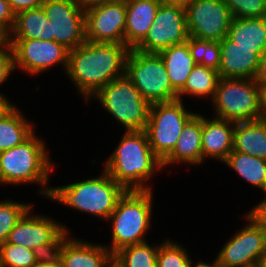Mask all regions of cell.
<instances>
[{"label": "cell", "mask_w": 266, "mask_h": 267, "mask_svg": "<svg viewBox=\"0 0 266 267\" xmlns=\"http://www.w3.org/2000/svg\"><path fill=\"white\" fill-rule=\"evenodd\" d=\"M129 51L124 43L86 41L69 50L66 77L89 103L110 81L125 76Z\"/></svg>", "instance_id": "6da1fadb"}, {"label": "cell", "mask_w": 266, "mask_h": 267, "mask_svg": "<svg viewBox=\"0 0 266 267\" xmlns=\"http://www.w3.org/2000/svg\"><path fill=\"white\" fill-rule=\"evenodd\" d=\"M122 136L102 169L127 191L153 190L152 185L146 183L163 168L150 147L145 130L124 131Z\"/></svg>", "instance_id": "7a4b0ae2"}, {"label": "cell", "mask_w": 266, "mask_h": 267, "mask_svg": "<svg viewBox=\"0 0 266 267\" xmlns=\"http://www.w3.org/2000/svg\"><path fill=\"white\" fill-rule=\"evenodd\" d=\"M43 140L34 132L22 144L0 152V185L35 183L40 186L39 194L48 199L52 187L48 181L54 163Z\"/></svg>", "instance_id": "3957f363"}, {"label": "cell", "mask_w": 266, "mask_h": 267, "mask_svg": "<svg viewBox=\"0 0 266 267\" xmlns=\"http://www.w3.org/2000/svg\"><path fill=\"white\" fill-rule=\"evenodd\" d=\"M126 191L103 169L98 177L51 187L48 199L107 221Z\"/></svg>", "instance_id": "277c9868"}, {"label": "cell", "mask_w": 266, "mask_h": 267, "mask_svg": "<svg viewBox=\"0 0 266 267\" xmlns=\"http://www.w3.org/2000/svg\"><path fill=\"white\" fill-rule=\"evenodd\" d=\"M152 190H129L119 199L107 221L112 224L111 245H105L112 254L121 248L147 242L151 227ZM111 246V247H110Z\"/></svg>", "instance_id": "5b68a950"}, {"label": "cell", "mask_w": 266, "mask_h": 267, "mask_svg": "<svg viewBox=\"0 0 266 267\" xmlns=\"http://www.w3.org/2000/svg\"><path fill=\"white\" fill-rule=\"evenodd\" d=\"M92 97L125 131L145 130L151 104L126 75L110 81Z\"/></svg>", "instance_id": "8992f818"}, {"label": "cell", "mask_w": 266, "mask_h": 267, "mask_svg": "<svg viewBox=\"0 0 266 267\" xmlns=\"http://www.w3.org/2000/svg\"><path fill=\"white\" fill-rule=\"evenodd\" d=\"M125 75L150 104L177 99L178 92L172 87L164 62L157 53L130 49L126 58Z\"/></svg>", "instance_id": "52a82bcc"}, {"label": "cell", "mask_w": 266, "mask_h": 267, "mask_svg": "<svg viewBox=\"0 0 266 267\" xmlns=\"http://www.w3.org/2000/svg\"><path fill=\"white\" fill-rule=\"evenodd\" d=\"M211 102L216 118L232 122L261 119L259 86L254 79L219 78Z\"/></svg>", "instance_id": "ba28073f"}, {"label": "cell", "mask_w": 266, "mask_h": 267, "mask_svg": "<svg viewBox=\"0 0 266 267\" xmlns=\"http://www.w3.org/2000/svg\"><path fill=\"white\" fill-rule=\"evenodd\" d=\"M195 114L185 108L183 100L151 104L145 132L154 155L161 162L170 155L183 127Z\"/></svg>", "instance_id": "9c48e42d"}, {"label": "cell", "mask_w": 266, "mask_h": 267, "mask_svg": "<svg viewBox=\"0 0 266 267\" xmlns=\"http://www.w3.org/2000/svg\"><path fill=\"white\" fill-rule=\"evenodd\" d=\"M247 224L227 240L215 258L222 267L260 265L266 257V227L250 210L243 215Z\"/></svg>", "instance_id": "30bf717a"}, {"label": "cell", "mask_w": 266, "mask_h": 267, "mask_svg": "<svg viewBox=\"0 0 266 267\" xmlns=\"http://www.w3.org/2000/svg\"><path fill=\"white\" fill-rule=\"evenodd\" d=\"M13 50L15 69L29 75H40L55 65L66 72L69 49L55 41L39 39H8Z\"/></svg>", "instance_id": "8fae6325"}, {"label": "cell", "mask_w": 266, "mask_h": 267, "mask_svg": "<svg viewBox=\"0 0 266 267\" xmlns=\"http://www.w3.org/2000/svg\"><path fill=\"white\" fill-rule=\"evenodd\" d=\"M190 37L220 42L233 19L225 0H192L186 7Z\"/></svg>", "instance_id": "7c38bea8"}, {"label": "cell", "mask_w": 266, "mask_h": 267, "mask_svg": "<svg viewBox=\"0 0 266 267\" xmlns=\"http://www.w3.org/2000/svg\"><path fill=\"white\" fill-rule=\"evenodd\" d=\"M42 9L55 42L69 50L86 42L85 8L79 0H45Z\"/></svg>", "instance_id": "4fadbf2b"}, {"label": "cell", "mask_w": 266, "mask_h": 267, "mask_svg": "<svg viewBox=\"0 0 266 267\" xmlns=\"http://www.w3.org/2000/svg\"><path fill=\"white\" fill-rule=\"evenodd\" d=\"M189 38L185 8L161 3L145 39L135 48L144 53H159Z\"/></svg>", "instance_id": "5bb4252c"}, {"label": "cell", "mask_w": 266, "mask_h": 267, "mask_svg": "<svg viewBox=\"0 0 266 267\" xmlns=\"http://www.w3.org/2000/svg\"><path fill=\"white\" fill-rule=\"evenodd\" d=\"M85 26L86 41L124 43L126 0L86 8Z\"/></svg>", "instance_id": "9a60e30c"}, {"label": "cell", "mask_w": 266, "mask_h": 267, "mask_svg": "<svg viewBox=\"0 0 266 267\" xmlns=\"http://www.w3.org/2000/svg\"><path fill=\"white\" fill-rule=\"evenodd\" d=\"M31 208L24 213L10 231L7 243L33 250L39 245L52 242L64 229L69 230L66 225L50 216L33 214L32 210L34 209Z\"/></svg>", "instance_id": "2e32d148"}, {"label": "cell", "mask_w": 266, "mask_h": 267, "mask_svg": "<svg viewBox=\"0 0 266 267\" xmlns=\"http://www.w3.org/2000/svg\"><path fill=\"white\" fill-rule=\"evenodd\" d=\"M219 78L254 79L261 55L256 49L244 48L225 36L220 42Z\"/></svg>", "instance_id": "e0dca14e"}, {"label": "cell", "mask_w": 266, "mask_h": 267, "mask_svg": "<svg viewBox=\"0 0 266 267\" xmlns=\"http://www.w3.org/2000/svg\"><path fill=\"white\" fill-rule=\"evenodd\" d=\"M235 122L202 115V163L205 159L224 162L233 150Z\"/></svg>", "instance_id": "ac0fdd59"}, {"label": "cell", "mask_w": 266, "mask_h": 267, "mask_svg": "<svg viewBox=\"0 0 266 267\" xmlns=\"http://www.w3.org/2000/svg\"><path fill=\"white\" fill-rule=\"evenodd\" d=\"M179 163L202 164V115L198 112L183 127L176 146L162 162V168Z\"/></svg>", "instance_id": "d6986e66"}, {"label": "cell", "mask_w": 266, "mask_h": 267, "mask_svg": "<svg viewBox=\"0 0 266 267\" xmlns=\"http://www.w3.org/2000/svg\"><path fill=\"white\" fill-rule=\"evenodd\" d=\"M161 3L160 0H126L124 44L130 49L145 39Z\"/></svg>", "instance_id": "ffe728a7"}, {"label": "cell", "mask_w": 266, "mask_h": 267, "mask_svg": "<svg viewBox=\"0 0 266 267\" xmlns=\"http://www.w3.org/2000/svg\"><path fill=\"white\" fill-rule=\"evenodd\" d=\"M77 237H69L61 251L62 267H103L112 255L105 244L88 242Z\"/></svg>", "instance_id": "44dd1931"}, {"label": "cell", "mask_w": 266, "mask_h": 267, "mask_svg": "<svg viewBox=\"0 0 266 267\" xmlns=\"http://www.w3.org/2000/svg\"><path fill=\"white\" fill-rule=\"evenodd\" d=\"M233 150L266 160V120L235 122Z\"/></svg>", "instance_id": "7402d4cb"}, {"label": "cell", "mask_w": 266, "mask_h": 267, "mask_svg": "<svg viewBox=\"0 0 266 267\" xmlns=\"http://www.w3.org/2000/svg\"><path fill=\"white\" fill-rule=\"evenodd\" d=\"M8 39H39L54 41L51 22L47 20L42 7L28 9L15 15Z\"/></svg>", "instance_id": "603a6c76"}, {"label": "cell", "mask_w": 266, "mask_h": 267, "mask_svg": "<svg viewBox=\"0 0 266 267\" xmlns=\"http://www.w3.org/2000/svg\"><path fill=\"white\" fill-rule=\"evenodd\" d=\"M227 37L238 46L256 49L262 55L266 49V17L233 18Z\"/></svg>", "instance_id": "cb8c5ba5"}, {"label": "cell", "mask_w": 266, "mask_h": 267, "mask_svg": "<svg viewBox=\"0 0 266 267\" xmlns=\"http://www.w3.org/2000/svg\"><path fill=\"white\" fill-rule=\"evenodd\" d=\"M158 54L164 62L172 87L179 92L196 65L191 56L188 42L172 45Z\"/></svg>", "instance_id": "d4e9b609"}, {"label": "cell", "mask_w": 266, "mask_h": 267, "mask_svg": "<svg viewBox=\"0 0 266 267\" xmlns=\"http://www.w3.org/2000/svg\"><path fill=\"white\" fill-rule=\"evenodd\" d=\"M14 105L0 117V152L22 144L34 132L35 124Z\"/></svg>", "instance_id": "484cf974"}, {"label": "cell", "mask_w": 266, "mask_h": 267, "mask_svg": "<svg viewBox=\"0 0 266 267\" xmlns=\"http://www.w3.org/2000/svg\"><path fill=\"white\" fill-rule=\"evenodd\" d=\"M223 163L233 169L245 182L266 193L265 159L232 150Z\"/></svg>", "instance_id": "4316f807"}, {"label": "cell", "mask_w": 266, "mask_h": 267, "mask_svg": "<svg viewBox=\"0 0 266 267\" xmlns=\"http://www.w3.org/2000/svg\"><path fill=\"white\" fill-rule=\"evenodd\" d=\"M218 81L219 74L217 70L196 64L190 72L184 87L177 93V99L184 100L182 99L184 95L201 99L204 97L209 99L210 96V101H212Z\"/></svg>", "instance_id": "83f0119b"}, {"label": "cell", "mask_w": 266, "mask_h": 267, "mask_svg": "<svg viewBox=\"0 0 266 267\" xmlns=\"http://www.w3.org/2000/svg\"><path fill=\"white\" fill-rule=\"evenodd\" d=\"M159 244L148 242L121 248L115 253L125 267H157Z\"/></svg>", "instance_id": "f1b7e54d"}, {"label": "cell", "mask_w": 266, "mask_h": 267, "mask_svg": "<svg viewBox=\"0 0 266 267\" xmlns=\"http://www.w3.org/2000/svg\"><path fill=\"white\" fill-rule=\"evenodd\" d=\"M188 47L196 64L213 68L218 71L221 62L220 43L217 41L188 38Z\"/></svg>", "instance_id": "f546056e"}, {"label": "cell", "mask_w": 266, "mask_h": 267, "mask_svg": "<svg viewBox=\"0 0 266 267\" xmlns=\"http://www.w3.org/2000/svg\"><path fill=\"white\" fill-rule=\"evenodd\" d=\"M181 243L165 239L159 245L157 267H191L194 262Z\"/></svg>", "instance_id": "4dcf8cb0"}, {"label": "cell", "mask_w": 266, "mask_h": 267, "mask_svg": "<svg viewBox=\"0 0 266 267\" xmlns=\"http://www.w3.org/2000/svg\"><path fill=\"white\" fill-rule=\"evenodd\" d=\"M32 206L33 204L28 202L26 204L9 199L0 201V243L7 241L10 231Z\"/></svg>", "instance_id": "1f68e13d"}, {"label": "cell", "mask_w": 266, "mask_h": 267, "mask_svg": "<svg viewBox=\"0 0 266 267\" xmlns=\"http://www.w3.org/2000/svg\"><path fill=\"white\" fill-rule=\"evenodd\" d=\"M36 260L32 249L0 243V267H35Z\"/></svg>", "instance_id": "d6a6232c"}, {"label": "cell", "mask_w": 266, "mask_h": 267, "mask_svg": "<svg viewBox=\"0 0 266 267\" xmlns=\"http://www.w3.org/2000/svg\"><path fill=\"white\" fill-rule=\"evenodd\" d=\"M70 231L64 229L52 242L33 249L36 263L61 264V251L64 242L70 237Z\"/></svg>", "instance_id": "836d02e7"}, {"label": "cell", "mask_w": 266, "mask_h": 267, "mask_svg": "<svg viewBox=\"0 0 266 267\" xmlns=\"http://www.w3.org/2000/svg\"><path fill=\"white\" fill-rule=\"evenodd\" d=\"M233 18L266 17V0H225Z\"/></svg>", "instance_id": "e575fe53"}, {"label": "cell", "mask_w": 266, "mask_h": 267, "mask_svg": "<svg viewBox=\"0 0 266 267\" xmlns=\"http://www.w3.org/2000/svg\"><path fill=\"white\" fill-rule=\"evenodd\" d=\"M15 71L14 55L10 45L0 51V87L6 82L12 72Z\"/></svg>", "instance_id": "d590c367"}, {"label": "cell", "mask_w": 266, "mask_h": 267, "mask_svg": "<svg viewBox=\"0 0 266 267\" xmlns=\"http://www.w3.org/2000/svg\"><path fill=\"white\" fill-rule=\"evenodd\" d=\"M14 21L15 14L11 10L8 0H0V28L9 34L13 28Z\"/></svg>", "instance_id": "8d00e7d4"}, {"label": "cell", "mask_w": 266, "mask_h": 267, "mask_svg": "<svg viewBox=\"0 0 266 267\" xmlns=\"http://www.w3.org/2000/svg\"><path fill=\"white\" fill-rule=\"evenodd\" d=\"M11 10L16 15L28 9L42 7L45 0H8Z\"/></svg>", "instance_id": "74e56055"}, {"label": "cell", "mask_w": 266, "mask_h": 267, "mask_svg": "<svg viewBox=\"0 0 266 267\" xmlns=\"http://www.w3.org/2000/svg\"><path fill=\"white\" fill-rule=\"evenodd\" d=\"M254 81L258 86H266V49L261 55L257 73Z\"/></svg>", "instance_id": "f35d334b"}, {"label": "cell", "mask_w": 266, "mask_h": 267, "mask_svg": "<svg viewBox=\"0 0 266 267\" xmlns=\"http://www.w3.org/2000/svg\"><path fill=\"white\" fill-rule=\"evenodd\" d=\"M251 211L266 227V197L257 203V205L251 209Z\"/></svg>", "instance_id": "ab89813d"}, {"label": "cell", "mask_w": 266, "mask_h": 267, "mask_svg": "<svg viewBox=\"0 0 266 267\" xmlns=\"http://www.w3.org/2000/svg\"><path fill=\"white\" fill-rule=\"evenodd\" d=\"M261 119L266 120V86H259Z\"/></svg>", "instance_id": "60d3db41"}, {"label": "cell", "mask_w": 266, "mask_h": 267, "mask_svg": "<svg viewBox=\"0 0 266 267\" xmlns=\"http://www.w3.org/2000/svg\"><path fill=\"white\" fill-rule=\"evenodd\" d=\"M14 104L4 96L3 93H0V117L3 116L7 111H9Z\"/></svg>", "instance_id": "b9f144b4"}, {"label": "cell", "mask_w": 266, "mask_h": 267, "mask_svg": "<svg viewBox=\"0 0 266 267\" xmlns=\"http://www.w3.org/2000/svg\"><path fill=\"white\" fill-rule=\"evenodd\" d=\"M103 267H125L123 263L117 258L115 254H112L108 260L104 263Z\"/></svg>", "instance_id": "7bdbcfd3"}, {"label": "cell", "mask_w": 266, "mask_h": 267, "mask_svg": "<svg viewBox=\"0 0 266 267\" xmlns=\"http://www.w3.org/2000/svg\"><path fill=\"white\" fill-rule=\"evenodd\" d=\"M79 1H80V4L86 9L88 7H91L97 4L114 2L118 0H79Z\"/></svg>", "instance_id": "ee69618b"}, {"label": "cell", "mask_w": 266, "mask_h": 267, "mask_svg": "<svg viewBox=\"0 0 266 267\" xmlns=\"http://www.w3.org/2000/svg\"><path fill=\"white\" fill-rule=\"evenodd\" d=\"M163 4L186 7L192 0H160Z\"/></svg>", "instance_id": "f6af8a7d"}, {"label": "cell", "mask_w": 266, "mask_h": 267, "mask_svg": "<svg viewBox=\"0 0 266 267\" xmlns=\"http://www.w3.org/2000/svg\"><path fill=\"white\" fill-rule=\"evenodd\" d=\"M8 45V34L2 28H0V51L5 49Z\"/></svg>", "instance_id": "bcb514c9"}, {"label": "cell", "mask_w": 266, "mask_h": 267, "mask_svg": "<svg viewBox=\"0 0 266 267\" xmlns=\"http://www.w3.org/2000/svg\"><path fill=\"white\" fill-rule=\"evenodd\" d=\"M191 267H215V261L213 260V262L208 263V262H204L202 260H200L199 262H197V264L194 262L191 264Z\"/></svg>", "instance_id": "7dc6e473"}, {"label": "cell", "mask_w": 266, "mask_h": 267, "mask_svg": "<svg viewBox=\"0 0 266 267\" xmlns=\"http://www.w3.org/2000/svg\"><path fill=\"white\" fill-rule=\"evenodd\" d=\"M35 267H62L61 264H43V263H37Z\"/></svg>", "instance_id": "c3c4849f"}, {"label": "cell", "mask_w": 266, "mask_h": 267, "mask_svg": "<svg viewBox=\"0 0 266 267\" xmlns=\"http://www.w3.org/2000/svg\"><path fill=\"white\" fill-rule=\"evenodd\" d=\"M260 267H266V257L263 259V261L260 263Z\"/></svg>", "instance_id": "681fc988"}, {"label": "cell", "mask_w": 266, "mask_h": 267, "mask_svg": "<svg viewBox=\"0 0 266 267\" xmlns=\"http://www.w3.org/2000/svg\"><path fill=\"white\" fill-rule=\"evenodd\" d=\"M214 260H215V267H222V266H219V265H218L216 259H214Z\"/></svg>", "instance_id": "f907efd6"}, {"label": "cell", "mask_w": 266, "mask_h": 267, "mask_svg": "<svg viewBox=\"0 0 266 267\" xmlns=\"http://www.w3.org/2000/svg\"><path fill=\"white\" fill-rule=\"evenodd\" d=\"M249 267H260V265H253V266H249Z\"/></svg>", "instance_id": "816d5d0a"}]
</instances>
